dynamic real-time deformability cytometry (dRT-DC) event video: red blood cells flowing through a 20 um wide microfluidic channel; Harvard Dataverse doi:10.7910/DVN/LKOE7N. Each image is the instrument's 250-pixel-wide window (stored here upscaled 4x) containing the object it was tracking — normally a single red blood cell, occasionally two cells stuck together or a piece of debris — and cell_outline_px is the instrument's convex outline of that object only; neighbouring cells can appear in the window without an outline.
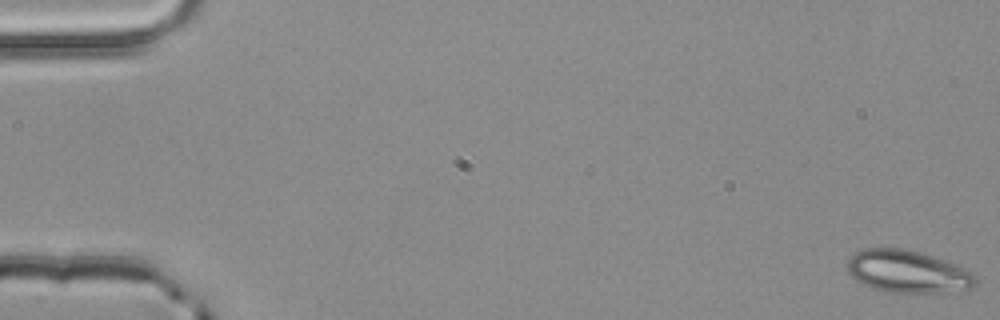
{"species": "common noctule bat (a hibernating species)", "species_latin": "Nyctalus noctula", "temperature_condition": "room temperature", "stored_images_in_passage": 4, "camera_frame_rate_fps": 3000, "um_per_image_px": 0.085, "animal": {"sex": "male", "body_mass_g": 20.4}, "frame": {"image": 1, "passage_image": 1, "time_ms": 0.0, "image_size_px": [1000, 320], "cell_outline_px": [[976, 284], [968, 288], [940, 292], [884, 292], [864, 284], [856, 280], [848, 272], [848, 260], [856, 252], [864, 248], [900, 248], [920, 252], [932, 256], [964, 268], [972, 272], [976, 276]], "centroid_in_image_um": [77.12, 23.07], "position_along_channel_um": 7.9, "area_um2": 31.21}}